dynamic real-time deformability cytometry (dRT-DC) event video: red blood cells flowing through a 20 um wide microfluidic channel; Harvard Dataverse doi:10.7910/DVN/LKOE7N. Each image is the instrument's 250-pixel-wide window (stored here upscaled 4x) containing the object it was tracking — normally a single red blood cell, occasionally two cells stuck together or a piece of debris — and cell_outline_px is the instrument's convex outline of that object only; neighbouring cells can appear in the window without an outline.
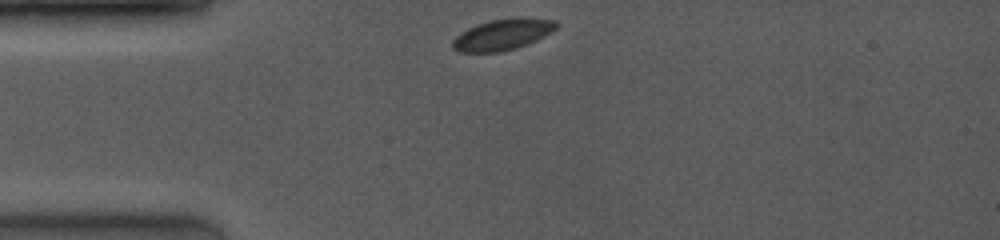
{"species": "common noctule bat (a hibernating species)", "species_latin": "Nyctalus noctula", "temperature_condition": "room temperature", "stored_images_in_passage": 28, "camera_frame_rate_fps": 4000, "um_per_image_px": 0.085, "animal": {"sex": "female", "body_mass_g": 19.0, "forearm_length_mm": 53.3}, "frame": {"image": 1, "passage_image": 1, "time_ms": 0.0, "image_size_px": [1000, 240], "cell_outline_px": [[560, 24], [552, 32], [536, 40], [516, 48], [500, 52], [460, 52], [452, 48], [452, 40], [460, 32], [476, 24], [492, 20], [556, 20]], "centroid_in_image_um": [42.65, 2.98], "position_along_channel_um": 42.3, "area_um2": 18.09}}